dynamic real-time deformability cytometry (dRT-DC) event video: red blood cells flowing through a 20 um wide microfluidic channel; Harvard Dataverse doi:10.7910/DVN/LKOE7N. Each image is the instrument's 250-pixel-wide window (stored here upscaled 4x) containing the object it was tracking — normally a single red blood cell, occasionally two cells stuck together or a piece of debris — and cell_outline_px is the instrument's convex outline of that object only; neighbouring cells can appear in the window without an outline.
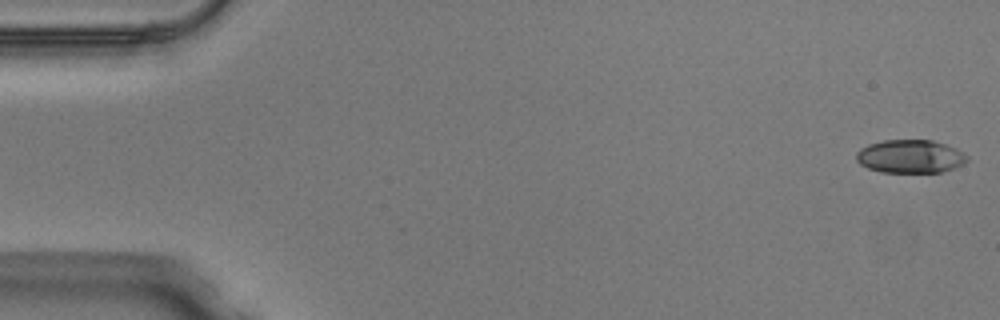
{"species": "Egyptian fruit bat (a non-hibernating species)", "species_latin": "Rousettus aegyptiacus", "temperature_condition": "warm", "stored_images_in_passage": 49, "camera_frame_rate_fps": 3000, "um_per_image_px": 0.085, "animal": {"sex": "male"}, "frame": {"image": 1, "passage_image": 1, "time_ms": 0.0, "image_size_px": [1000, 320], "cell_outline_px": [[968, 160], [964, 164], [956, 168], [940, 172], [880, 172], [868, 168], [860, 164], [856, 160], [856, 152], [860, 148], [868, 144], [884, 140], [932, 140], [956, 148], [964, 152], [968, 156]], "centroid_in_image_um": [77.38, 13.3], "position_along_channel_um": 7.6, "area_um2": 21.68}}
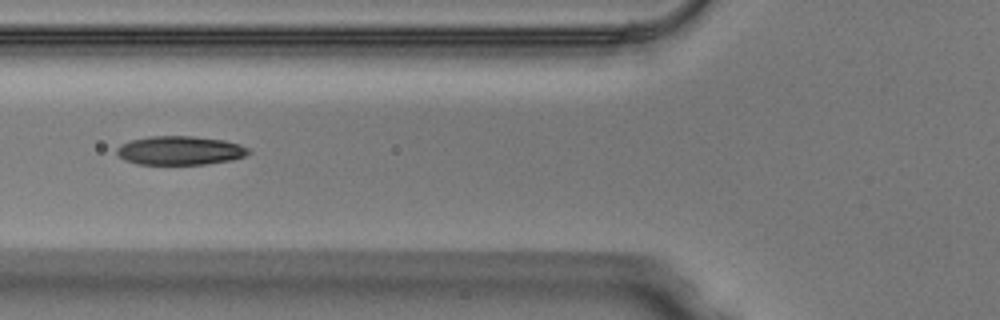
{"frame": {"image": 2, "passage_image": 19, "time_ms": 6.0, "image_size_px": [1000, 320], "cell_outline_px": [[252, 152], [244, 156], [232, 160], [204, 164], [136, 164], [124, 160], [116, 152], [116, 148], [120, 144], [132, 140], [148, 136], [192, 136], [224, 140], [240, 144], [252, 148]], "centroid_in_image_um": [15.32, 12.79], "position_along_channel_um": 110.5, "area_um2": 22.31}}
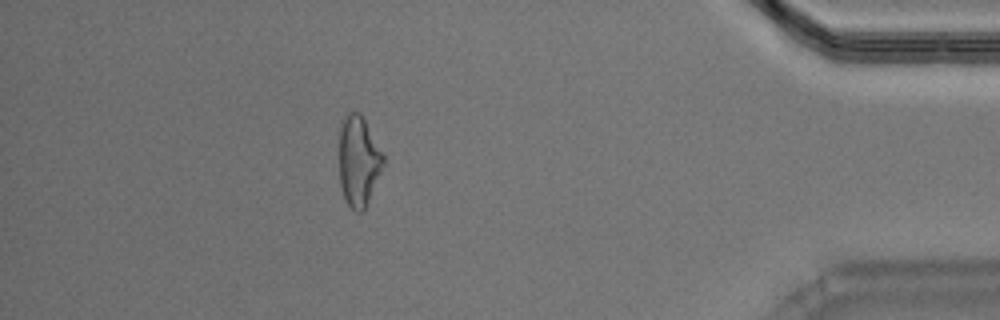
{"frame": {"image": 3, "passage_image": 44, "time_ms": 14.333, "image_size_px": [1000, 320], "cell_outline_px": [[384, 164], [368, 200], [364, 208], [360, 212], [356, 212], [348, 204], [340, 188], [340, 128], [344, 116], [348, 112], [360, 112], [384, 156]], "centroid_in_image_um": [30.46, 13.67], "position_along_channel_um": 404.7, "area_um2": 22.72}, "authors_computed_cell_mechanics": {"area_um2": 22.0796, "velocity_mm_per_s": 4.0762, "shape_relaxation_time_tau1_ms": 4.1503, "shape_relaxation_time_tau2_ms": 2.3565, "deformation_change_tau1": 0.1528, "deformation_change_tau2": 0.0924}}